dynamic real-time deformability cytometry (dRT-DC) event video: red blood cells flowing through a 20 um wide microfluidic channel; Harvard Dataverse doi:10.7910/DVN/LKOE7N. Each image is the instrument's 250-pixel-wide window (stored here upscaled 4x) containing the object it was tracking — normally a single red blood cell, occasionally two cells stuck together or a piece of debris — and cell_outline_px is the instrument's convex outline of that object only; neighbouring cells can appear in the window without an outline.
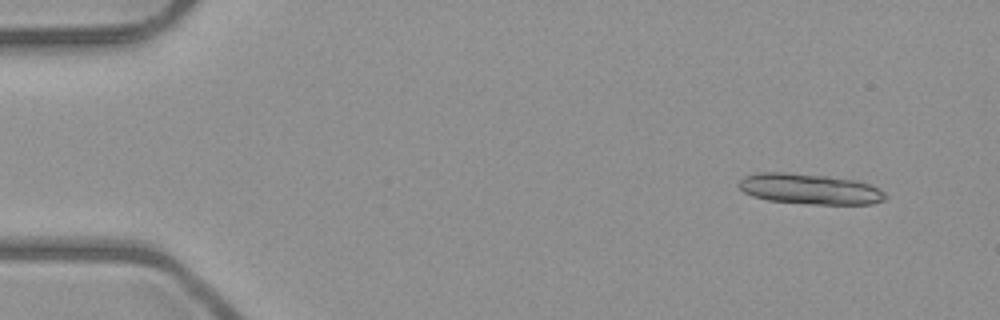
{"species": "common noctule bat (a hibernating species)", "species_latin": "Nyctalus noctula", "temperature_condition": "room temperature", "stored_images_in_passage": 5, "segment_of_instrument_passage": [1, 2], "camera_frame_rate_fps": 3000, "um_per_image_px": 0.085, "animal": {"sex": "male", "body_mass_g": 23.1, "forearm_length_mm": 52.7}, "frame": {"image": 1, "passage_image": 1, "time_ms": 0.0, "image_size_px": [1000, 320], "cell_outline_px": [[888, 196], [884, 200], [872, 204], [808, 204], [768, 200], [752, 196], [744, 192], [740, 188], [740, 180], [744, 176], [756, 172], [788, 172], [828, 176], [856, 180], [872, 184], [884, 192]], "centroid_in_image_um": [68.85, 16.06], "position_along_channel_um": 16.2, "area_um2": 26.3}}